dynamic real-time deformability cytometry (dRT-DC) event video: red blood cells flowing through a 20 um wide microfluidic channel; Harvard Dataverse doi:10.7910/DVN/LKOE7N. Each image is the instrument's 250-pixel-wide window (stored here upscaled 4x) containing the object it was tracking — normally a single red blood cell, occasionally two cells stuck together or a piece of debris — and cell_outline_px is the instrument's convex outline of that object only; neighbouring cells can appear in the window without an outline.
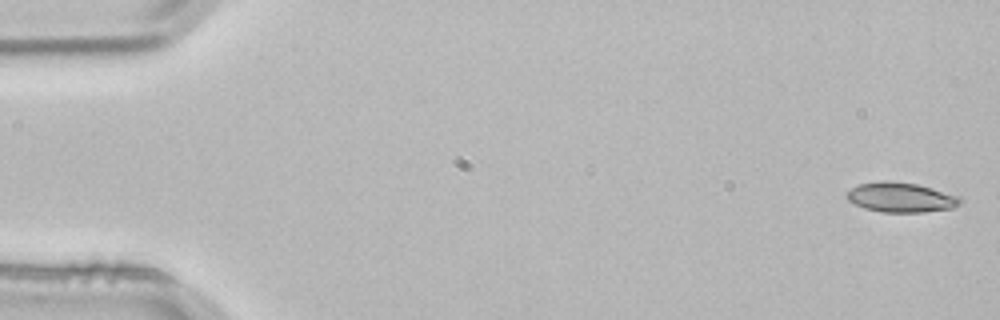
{"species": "common noctule bat (a hibernating species)", "species_latin": "Nyctalus noctula", "temperature_condition": "room temperature", "stored_images_in_passage": 4, "camera_frame_rate_fps": 3000, "um_per_image_px": 0.085, "animal": {"sex": "male", "body_mass_g": 21.5, "forearm_length_mm": 52.0}, "frame": {"image": 1, "passage_image": 1, "time_ms": 0.0, "image_size_px": [1000, 320], "cell_outline_px": [[960, 204], [952, 208], [924, 212], [880, 212], [864, 208], [848, 200], [844, 196], [852, 188], [860, 184], [880, 180], [888, 180], [916, 184], [932, 188], [960, 196]], "centroid_in_image_um": [76.56, 16.77], "position_along_channel_um": 8.4, "area_um2": 19.65}}
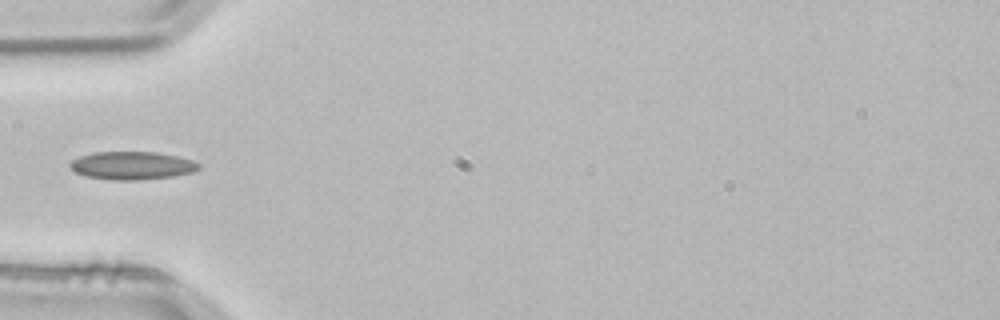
{"frame": {"image": 2, "passage_image": 4, "time_ms": 1.0, "image_size_px": [1000, 320], "cell_outline_px": [[200, 168], [192, 172], [172, 176], [140, 180], [112, 180], [88, 176], [76, 172], [68, 164], [72, 160], [80, 156], [92, 152], [156, 152], [176, 156], [192, 160], [200, 164]], "centroid_in_image_um": [11.22, 14.07], "position_along_channel_um": 73.8, "area_um2": 20.87}}